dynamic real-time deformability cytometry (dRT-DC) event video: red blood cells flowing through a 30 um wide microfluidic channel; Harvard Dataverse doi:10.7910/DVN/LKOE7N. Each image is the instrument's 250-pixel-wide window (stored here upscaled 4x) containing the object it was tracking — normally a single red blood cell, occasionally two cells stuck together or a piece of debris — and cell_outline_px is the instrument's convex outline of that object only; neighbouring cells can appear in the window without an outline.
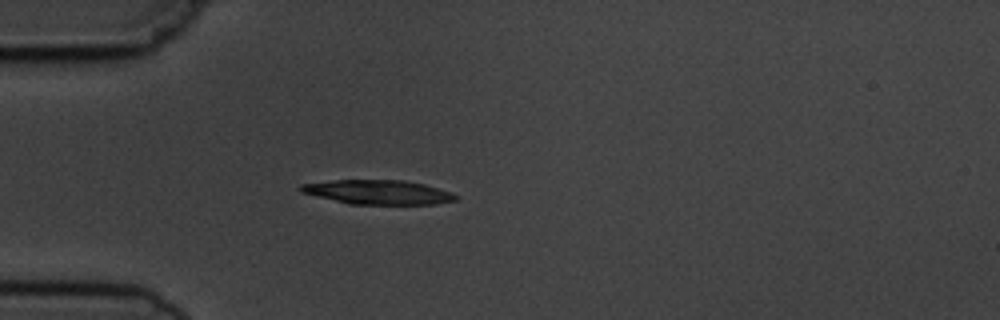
{"species": "common noctule bat (a hibernating species)", "species_latin": "Nyctalus noctula", "temperature_condition": "cold", "stored_images_in_passage": 4, "camera_frame_rate_fps": 3000, "um_per_image_px": 0.085, "animal": {"sex": "male", "body_mass_g": 19.5, "forearm_length_mm": 54.6}, "frame": {"image": 1, "passage_image": 4, "time_ms": 4.333, "image_size_px": [1000, 320], "cell_outline_px": [[460, 196], [456, 200], [436, 204], [348, 204], [300, 192], [296, 188], [300, 184], [336, 180], [404, 180], [424, 184], [452, 192]], "centroid_in_image_um": [32.13, 16.33], "position_along_channel_um": 52.9, "area_um2": 22.08}}